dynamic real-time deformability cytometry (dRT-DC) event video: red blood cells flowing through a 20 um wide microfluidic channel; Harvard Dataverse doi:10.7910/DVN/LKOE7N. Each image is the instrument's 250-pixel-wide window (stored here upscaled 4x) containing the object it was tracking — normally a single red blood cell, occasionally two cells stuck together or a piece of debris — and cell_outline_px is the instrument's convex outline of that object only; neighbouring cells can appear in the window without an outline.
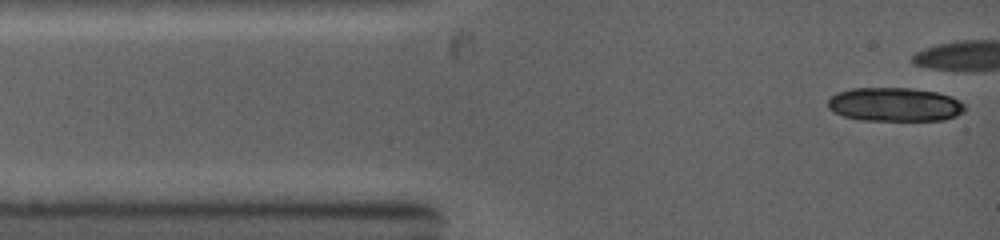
{"species": "common noctule bat (a hibernating species)", "species_latin": "Nyctalus noctula", "temperature_condition": "warm", "stored_images_in_passage": 6, "camera_frame_rate_fps": 5000, "um_per_image_px": 0.085, "animal": {"sex": "female", "body_mass_g": 19.0, "forearm_length_mm": 53.3}, "frame": {"image": 1, "passage_image": 1, "time_ms": 0.0, "image_size_px": [1000, 240], "cell_outline_px": [[964, 112], [956, 116], [944, 120], [860, 120], [844, 116], [832, 112], [828, 108], [828, 100], [836, 92], [852, 88], [912, 88], [936, 92], [952, 96], [964, 104]], "centroid_in_image_um": [76.04, 8.88], "position_along_channel_um": 9.0, "area_um2": 27.11}}